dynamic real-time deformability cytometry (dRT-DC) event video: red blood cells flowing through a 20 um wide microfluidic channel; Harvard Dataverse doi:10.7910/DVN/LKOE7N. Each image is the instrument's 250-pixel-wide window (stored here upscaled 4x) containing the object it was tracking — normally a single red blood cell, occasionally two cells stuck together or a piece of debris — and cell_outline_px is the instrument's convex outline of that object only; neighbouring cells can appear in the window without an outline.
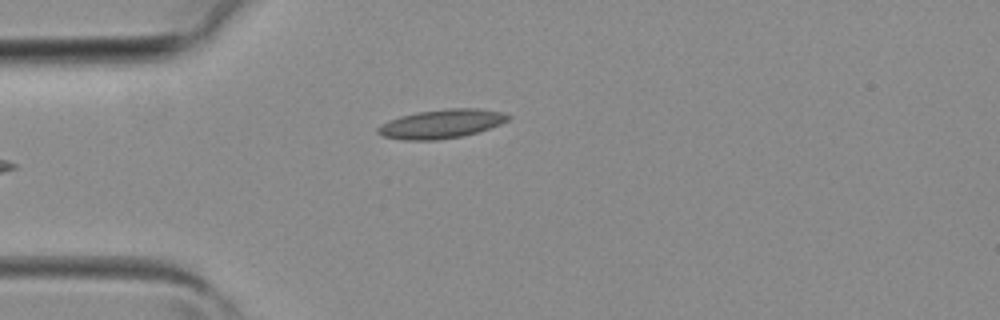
{"species": "common noctule bat (a hibernating species)", "species_latin": "Nyctalus noctula", "temperature_condition": "room temperature", "stored_images_in_passage": 3, "camera_frame_rate_fps": 3000, "um_per_image_px": 0.085, "animal": {"sex": "female", "body_mass_g": 19.3, "forearm_length_mm": 54.1}, "frame": {"image": 1, "passage_image": 3, "time_ms": 0.667, "image_size_px": [1000, 320], "cell_outline_px": [[512, 116], [508, 120], [500, 124], [464, 136], [436, 140], [404, 140], [384, 136], [376, 132], [376, 128], [380, 124], [388, 120], [400, 116], [416, 112], [448, 108], [476, 108], [500, 112]], "centroid_in_image_um": [37.48, 10.52], "position_along_channel_um": 47.5, "area_um2": 21.91}}